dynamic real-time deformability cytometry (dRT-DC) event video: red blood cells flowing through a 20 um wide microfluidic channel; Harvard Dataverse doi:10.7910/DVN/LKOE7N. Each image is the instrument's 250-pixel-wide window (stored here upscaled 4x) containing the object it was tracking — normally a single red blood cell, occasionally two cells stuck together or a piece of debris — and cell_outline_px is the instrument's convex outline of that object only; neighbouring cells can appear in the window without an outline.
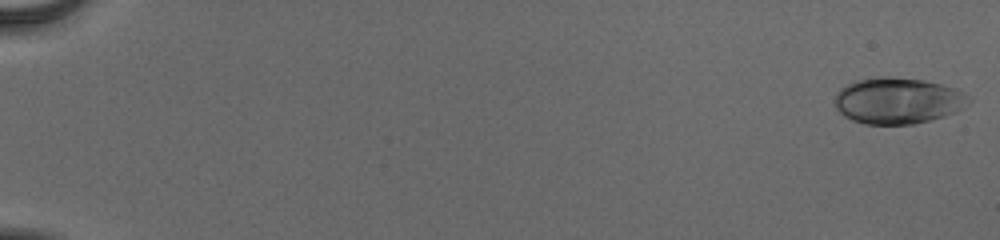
{"species": "human", "species_latin": "Homo sapiens", "temperature_condition": "cold", "stored_images_in_passage": 46, "camera_frame_rate_fps": 3000, "um_per_image_px": 0.085, "donor": {"sex": "male"}, "frame": {"image": 1, "passage_image": 1, "time_ms": 0.0, "image_size_px": [1000, 240], "cell_outline_px": [[972, 100], [964, 108], [956, 112], [944, 116], [912, 124], [864, 124], [852, 120], [844, 116], [836, 108], [836, 92], [840, 88], [848, 84], [860, 80], [884, 76], [924, 80], [940, 84], [964, 92]], "centroid_in_image_um": [76.33, 8.57], "position_along_channel_um": 8.7, "area_um2": 35.84}}